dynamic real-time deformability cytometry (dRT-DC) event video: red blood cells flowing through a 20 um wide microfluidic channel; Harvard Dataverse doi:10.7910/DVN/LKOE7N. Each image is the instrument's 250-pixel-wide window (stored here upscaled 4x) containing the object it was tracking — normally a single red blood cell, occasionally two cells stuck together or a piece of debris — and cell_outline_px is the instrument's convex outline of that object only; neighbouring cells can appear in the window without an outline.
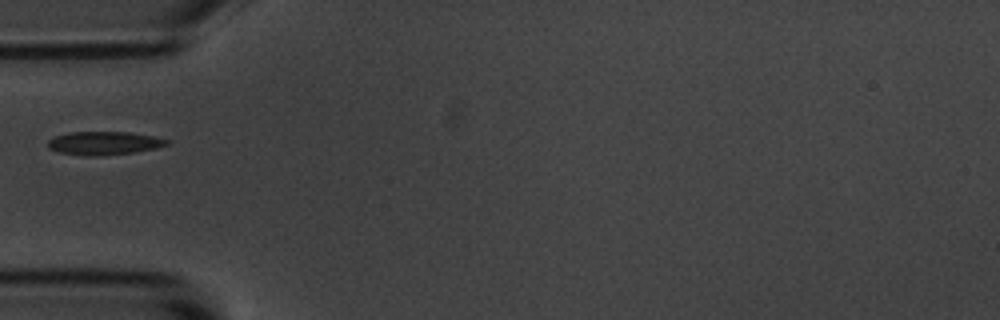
{"species": "common noctule bat (a hibernating species)", "species_latin": "Nyctalus noctula", "temperature_condition": "room temperature", "stored_images_in_passage": 1, "camera_frame_rate_fps": 3000, "um_per_image_px": 0.085, "animal": {"sex": "male", "body_mass_g": 20.1, "forearm_length_mm": 53.5}, "frame": {"image": 1, "passage_image": 1, "time_ms": 0.0, "image_size_px": [1000, 320], "cell_outline_px": [[172, 140], [168, 144], [156, 148], [132, 152], [100, 156], [88, 156], [60, 152], [48, 148], [48, 140], [56, 136], [72, 132], [128, 132], [152, 136]], "centroid_in_image_um": [8.86, 12.16], "position_along_channel_um": 76.1, "area_um2": 16.01}}